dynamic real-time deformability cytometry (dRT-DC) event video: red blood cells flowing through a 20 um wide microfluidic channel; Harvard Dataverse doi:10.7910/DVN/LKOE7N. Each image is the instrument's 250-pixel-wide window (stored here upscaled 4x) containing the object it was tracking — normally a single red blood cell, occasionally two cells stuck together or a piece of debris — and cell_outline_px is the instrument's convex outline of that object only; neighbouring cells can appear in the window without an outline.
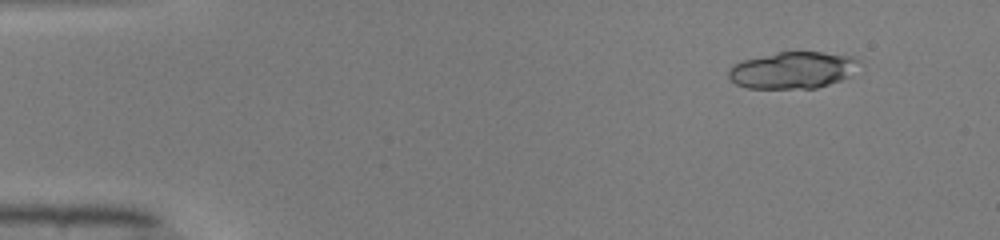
{"species": "common noctule bat (a hibernating species)", "species_latin": "Nyctalus noctula", "temperature_condition": "warm", "stored_images_in_passage": 49, "camera_frame_rate_fps": 3000, "um_per_image_px": 0.085, "animal": {"sex": "male", "body_mass_g": 19.0, "forearm_length_mm": 50.8}, "frame": {"image": 1, "passage_image": 5, "time_ms": 1.333, "image_size_px": [1000, 240], "cell_outline_px": [[860, 60], [848, 76], [840, 80], [816, 88], [748, 88], [736, 84], [728, 76], [728, 72], [732, 64], [744, 60], [776, 52], [820, 52], [852, 56]], "centroid_in_image_um": [67.33, 5.96], "position_along_channel_um": 17.7, "area_um2": 27.63}}
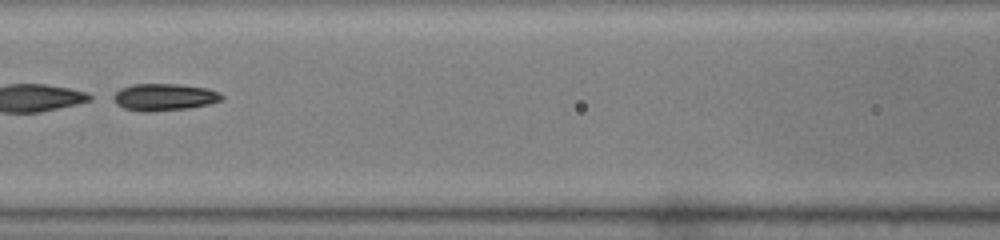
{"frame": {"image": 2, "passage_image": 23, "time_ms": 7.333, "image_size_px": [1000, 240], "cell_outline_px": [[224, 96], [220, 100], [208, 104], [188, 108], [148, 112], [144, 112], [124, 108], [108, 100], [108, 96], [120, 88], [132, 84], [176, 84], [208, 88], [220, 92]], "centroid_in_image_um": [13.85, 8.25], "position_along_channel_um": 152.7, "area_um2": 17.4}}
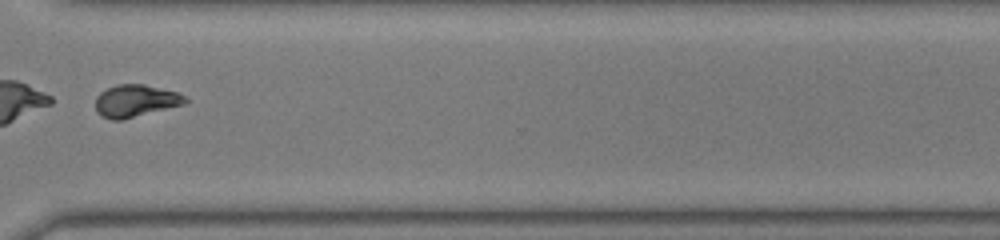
{"frame": {"image": 3, "passage_image": 38, "time_ms": 12.333, "image_size_px": [1000, 240], "cell_outline_px": [[188, 100], [184, 104], [120, 120], [112, 120], [96, 112], [96, 96], [100, 92], [116, 84], [144, 84], [176, 92], [188, 96]], "centroid_in_image_um": [11.52, 8.56], "position_along_channel_um": 359.1, "area_um2": 16.7}, "authors_computed_cell_mechanics": {"area_um2": 28.2642, "velocity_mm_per_s": 4.1116, "shape_relaxation_time_tau1_ms": 1.541, "shape_relaxation_time_tau2_ms": 2.779, "deformation_change_tau1": 0.3172, "deformation_change_tau2": 0.0992}}